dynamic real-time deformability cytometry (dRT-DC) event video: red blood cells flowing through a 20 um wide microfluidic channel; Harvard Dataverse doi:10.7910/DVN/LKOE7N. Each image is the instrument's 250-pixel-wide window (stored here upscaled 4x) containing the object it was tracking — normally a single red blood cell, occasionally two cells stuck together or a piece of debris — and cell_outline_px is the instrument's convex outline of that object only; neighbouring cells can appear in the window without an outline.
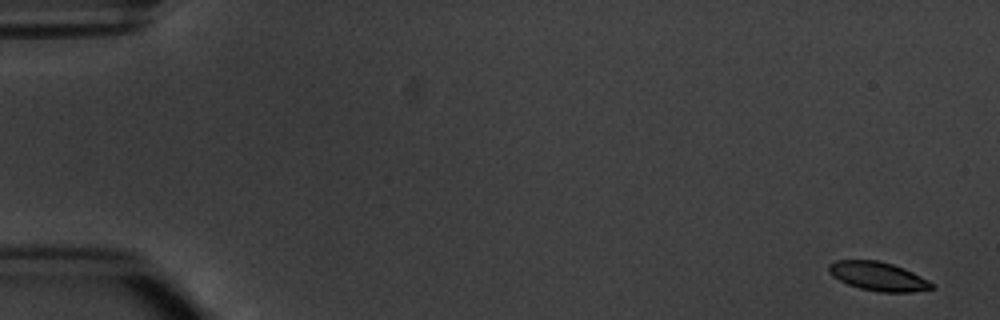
{"species": "common noctule bat (a hibernating species)", "species_latin": "Nyctalus noctula", "temperature_condition": "warm", "stored_images_in_passage": 6, "camera_frame_rate_fps": 3000, "um_per_image_px": 0.085, "animal": {"sex": "male", "body_mass_g": 20.1, "forearm_length_mm": 53.5}, "frame": {"image": 1, "passage_image": 1, "time_ms": 0.0, "image_size_px": [1000, 320], "cell_outline_px": [[936, 288], [912, 292], [880, 292], [860, 288], [848, 284], [832, 276], [828, 272], [828, 264], [836, 260], [876, 260], [892, 264], [904, 268], [936, 284]], "centroid_in_image_um": [74.65, 23.49], "position_along_channel_um": 10.3, "area_um2": 17.34}}
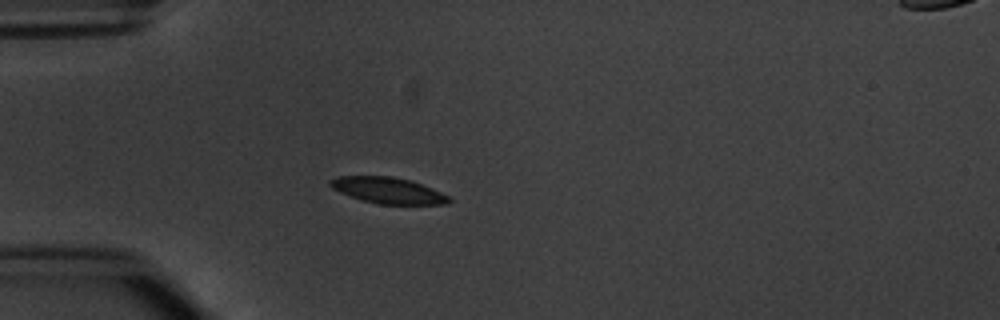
{"frame": {"image": 2, "passage_image": 5, "time_ms": 4.667, "image_size_px": [1000, 320], "cell_outline_px": [[452, 200], [448, 204], [380, 204], [364, 200], [340, 192], [332, 188], [328, 184], [328, 180], [336, 176], [392, 176], [412, 180], [432, 188], [448, 196]], "centroid_in_image_um": [32.98, 16.17], "position_along_channel_um": 52.0, "area_um2": 18.03}}